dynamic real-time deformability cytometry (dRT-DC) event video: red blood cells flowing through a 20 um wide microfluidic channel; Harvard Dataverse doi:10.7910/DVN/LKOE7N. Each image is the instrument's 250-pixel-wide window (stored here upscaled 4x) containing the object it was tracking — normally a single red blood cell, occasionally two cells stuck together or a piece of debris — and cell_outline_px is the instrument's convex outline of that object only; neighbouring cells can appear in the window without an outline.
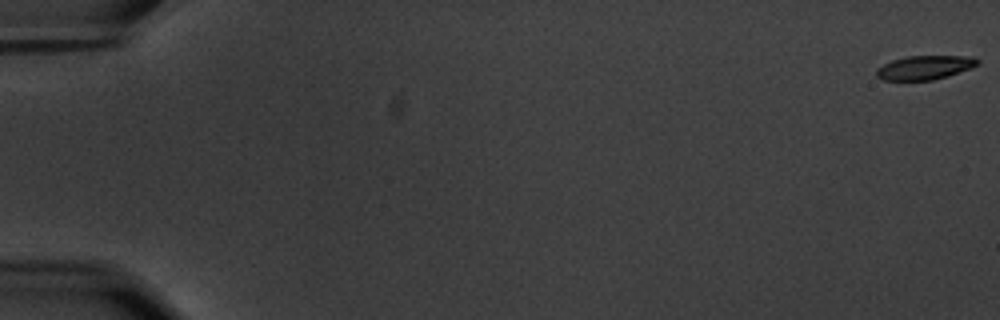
{"species": "common noctule bat (a hibernating species)", "species_latin": "Nyctalus noctula", "temperature_condition": "warm", "stored_images_in_passage": 14, "camera_frame_rate_fps": 3000, "um_per_image_px": 0.085, "animal": {"sex": "male", "body_mass_g": 20.1, "forearm_length_mm": 53.5}, "frame": {"image": 1, "passage_image": 1, "time_ms": 0.0, "image_size_px": [1000, 320], "cell_outline_px": [[980, 64], [948, 76], [932, 80], [884, 80], [876, 76], [876, 68], [892, 60], [908, 56], [972, 56], [980, 60]], "centroid_in_image_um": [78.61, 5.73], "position_along_channel_um": 6.4, "area_um2": 14.1}}